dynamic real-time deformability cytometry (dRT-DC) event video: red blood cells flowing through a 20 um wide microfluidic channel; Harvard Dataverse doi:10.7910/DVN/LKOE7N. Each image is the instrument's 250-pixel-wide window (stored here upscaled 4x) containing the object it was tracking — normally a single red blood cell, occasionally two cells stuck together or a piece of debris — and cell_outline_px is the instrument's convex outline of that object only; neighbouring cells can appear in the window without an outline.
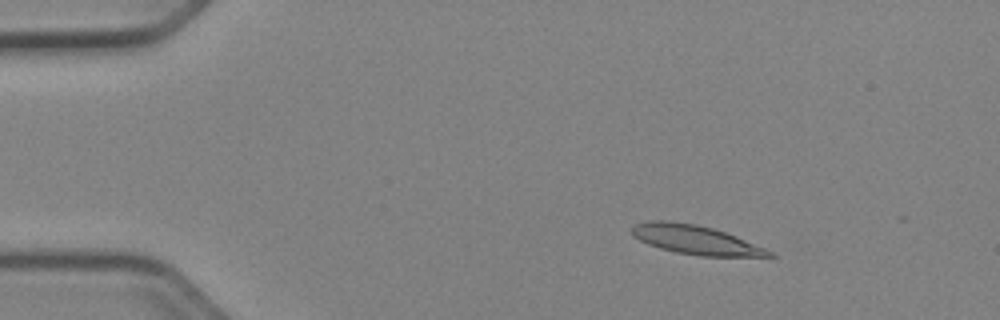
{"species": "Egyptian fruit bat (a non-hibernating species)", "species_latin": "Rousettus aegyptiacus", "temperature_condition": "cold", "stored_images_in_passage": 15, "camera_frame_rate_fps": 3000, "um_per_image_px": 0.085, "animal": {"sex": "female"}, "frame": {"image": 1, "passage_image": 8, "time_ms": 2.333, "image_size_px": [1000, 320], "cell_outline_px": [[776, 256], [700, 256], [676, 252], [660, 248], [648, 244], [632, 236], [632, 228], [636, 224], [648, 220], [668, 220], [696, 224], [712, 228], [736, 236], [764, 248], [772, 252]], "centroid_in_image_um": [59.07, 20.37], "position_along_channel_um": 25.9, "area_um2": 23.0}}